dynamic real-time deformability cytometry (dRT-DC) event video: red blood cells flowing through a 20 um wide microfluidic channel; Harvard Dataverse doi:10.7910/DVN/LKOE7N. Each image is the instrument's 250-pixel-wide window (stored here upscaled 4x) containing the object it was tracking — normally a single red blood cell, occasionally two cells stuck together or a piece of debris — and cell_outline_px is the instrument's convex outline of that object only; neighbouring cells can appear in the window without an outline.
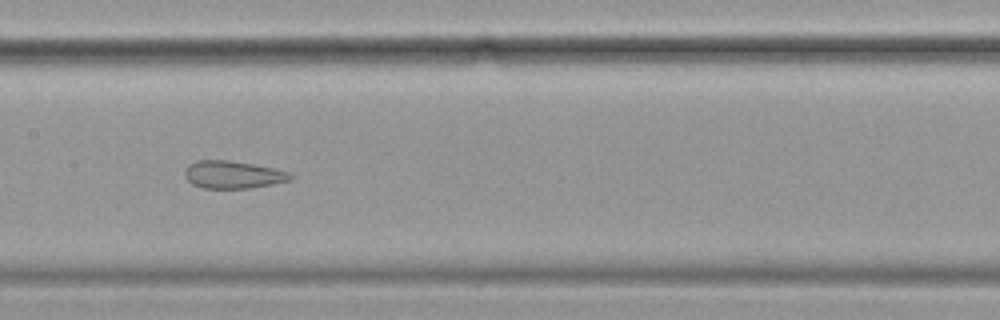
{"species": "common noctule bat (a hibernating species)", "species_latin": "Nyctalus noctula", "temperature_condition": "cold", "stored_images_in_passage": 42, "camera_frame_rate_fps": 3000, "um_per_image_px": 0.085, "animal": {"sex": "female", "body_mass_g": 19.9}, "frame": {"image": 1, "passage_image": 13, "time_ms": 4.0, "image_size_px": [1000, 320], "cell_outline_px": [[292, 180], [272, 184], [248, 188], [204, 188], [192, 184], [184, 176], [184, 172], [188, 164], [196, 160], [228, 160], [252, 164], [272, 168], [288, 172], [292, 176]], "centroid_in_image_um": [19.76, 14.84], "position_along_channel_um": 187.6, "area_um2": 16.88}, "authors_computed_cell_mechanics": {"area_um2": 19.8543, "velocity_mm_per_s": 3.468, "shape_relaxation_time_tau1_ms": null, "shape_relaxation_time_tau2_ms": 1.2258, "deformation_change_tau1": null, "deformation_change_tau2": 0.0896}}